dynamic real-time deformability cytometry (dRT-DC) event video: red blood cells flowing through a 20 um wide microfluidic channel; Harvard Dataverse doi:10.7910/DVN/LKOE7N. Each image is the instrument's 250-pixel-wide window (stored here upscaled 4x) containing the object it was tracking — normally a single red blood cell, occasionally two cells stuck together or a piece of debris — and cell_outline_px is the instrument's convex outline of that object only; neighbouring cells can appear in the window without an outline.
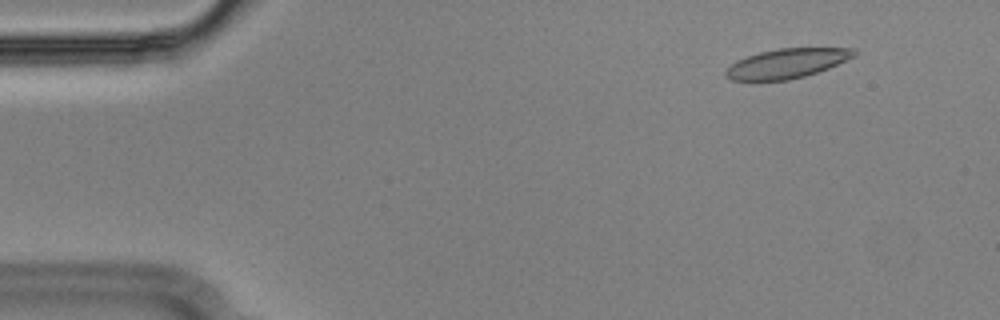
{"species": "Egyptian fruit bat (a non-hibernating species)", "species_latin": "Rousettus aegyptiacus", "temperature_condition": "cold", "stored_images_in_passage": 56, "camera_frame_rate_fps": 3000, "um_per_image_px": 0.085, "animal": {"sex": "male"}, "frame": {"image": 1, "passage_image": 6, "time_ms": 1.667, "image_size_px": [1000, 320], "cell_outline_px": [[856, 56], [828, 68], [804, 76], [788, 80], [732, 80], [724, 76], [724, 72], [736, 60], [760, 52], [776, 48], [852, 48], [856, 52]], "centroid_in_image_um": [66.88, 5.38], "position_along_channel_um": 18.1, "area_um2": 21.91}}
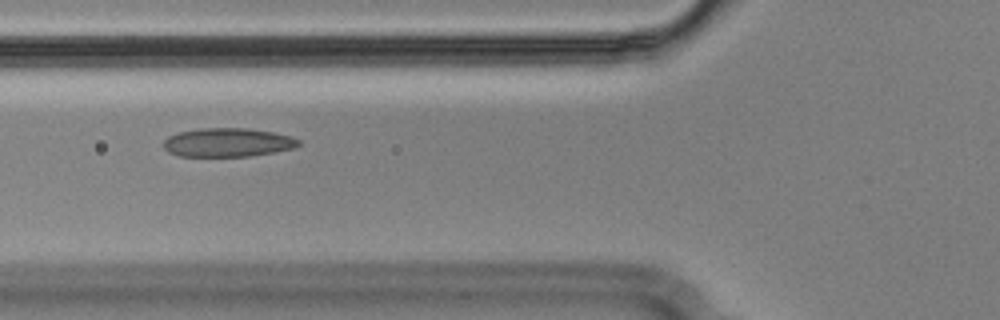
{"frame": {"image": 2, "passage_image": 21, "time_ms": 6.667, "image_size_px": [1000, 320], "cell_outline_px": [[300, 144], [296, 148], [276, 152], [248, 156], [180, 156], [168, 152], [164, 148], [164, 140], [168, 136], [180, 132], [200, 128], [248, 128], [272, 132], [292, 136], [300, 140]], "centroid_in_image_um": [19.39, 12.11], "position_along_channel_um": 106.4, "area_um2": 22.72}}
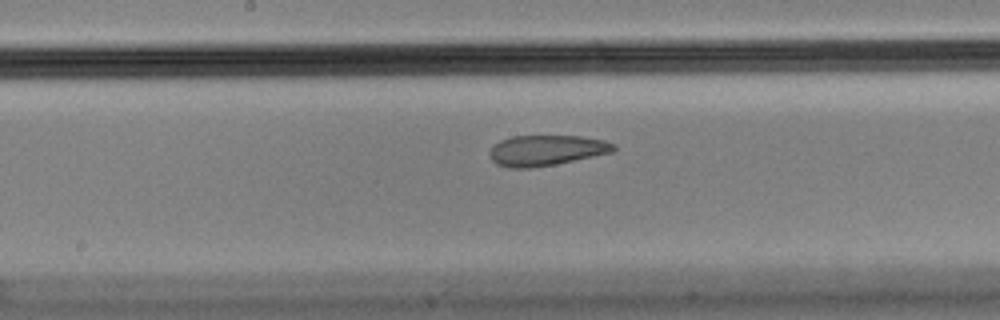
{"frame": {"image": 3, "passage_image": 29, "time_ms": 9.333, "image_size_px": [1000, 320], "cell_outline_px": [[616, 148], [612, 152], [556, 164], [532, 168], [508, 168], [496, 164], [492, 160], [488, 152], [500, 140], [512, 136], [580, 136], [604, 140], [616, 144]], "centroid_in_image_um": [46.43, 12.78], "position_along_channel_um": 201.8, "area_um2": 22.08}, "authors_computed_cell_mechanics": {"area_um2": 23.6402, "velocity_mm_per_s": 3.5629, "shape_relaxation_time_tau1_ms": null, "shape_relaxation_time_tau2_ms": 1.8425, "deformation_change_tau1": null, "deformation_change_tau2": 0.0622}}